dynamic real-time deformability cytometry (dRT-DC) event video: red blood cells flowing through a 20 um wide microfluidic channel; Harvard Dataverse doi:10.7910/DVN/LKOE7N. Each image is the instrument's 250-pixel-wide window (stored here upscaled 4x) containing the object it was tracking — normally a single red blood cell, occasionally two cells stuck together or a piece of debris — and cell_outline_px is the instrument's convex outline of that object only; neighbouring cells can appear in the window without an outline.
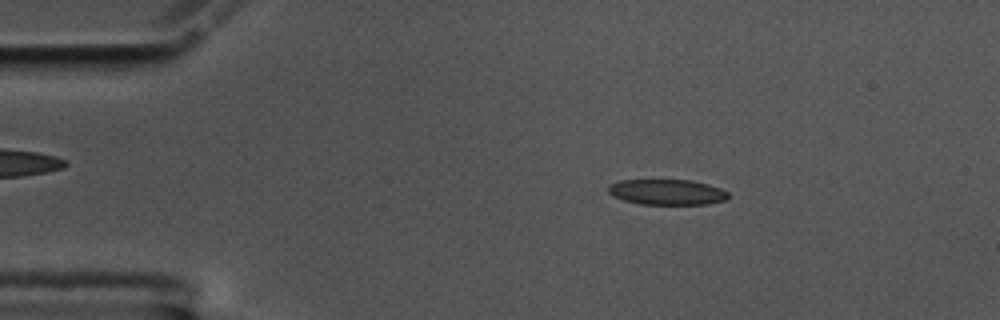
{"species": "common noctule bat (a hibernating species)", "species_latin": "Nyctalus noctula", "temperature_condition": "cold", "stored_images_in_passage": 53, "camera_frame_rate_fps": 3000, "um_per_image_px": 0.085, "animal": {"sex": "male", "body_mass_g": 17.5, "forearm_length_mm": 52.3}, "frame": {"image": 1, "passage_image": 6, "time_ms": 1.667, "image_size_px": [1000, 320], "cell_outline_px": [[728, 200], [708, 204], [640, 204], [624, 200], [612, 196], [608, 192], [608, 184], [620, 180], [692, 180], [708, 184], [720, 188], [728, 192]], "centroid_in_image_um": [56.69, 16.32], "position_along_channel_um": 28.3, "area_um2": 17.98}}
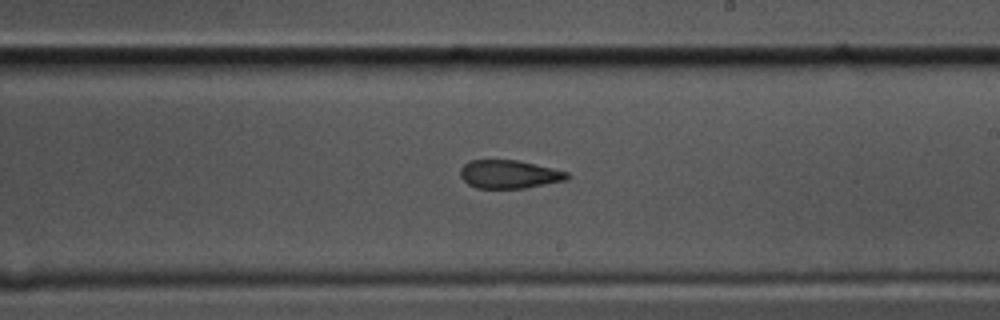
{"frame": {"image": 2, "passage_image": 29, "time_ms": 9.333, "image_size_px": [1000, 320], "cell_outline_px": [[572, 176], [568, 180], [524, 188], [476, 188], [468, 184], [460, 176], [460, 168], [464, 164], [472, 160], [516, 160], [552, 168], [568, 172]], "centroid_in_image_um": [43.3, 14.82], "position_along_channel_um": 245.7, "area_um2": 17.63}}
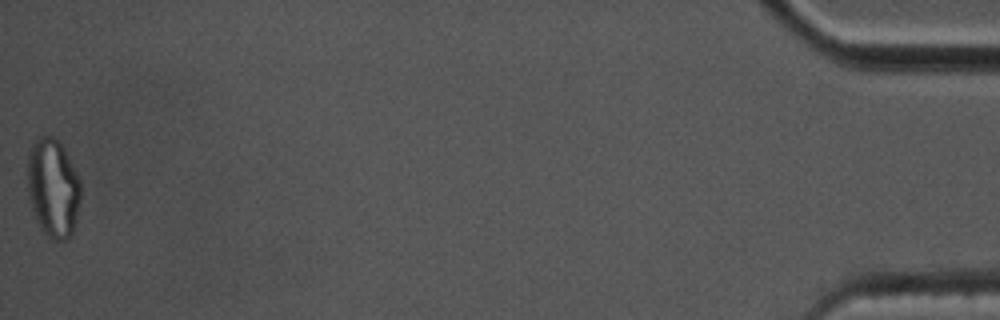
{"frame": {"image": 3, "passage_image": 53, "time_ms": 17.333, "image_size_px": [1000, 320], "cell_outline_px": [[80, 200], [76, 220], [72, 232], [64, 240], [56, 240], [48, 236], [40, 228], [36, 220], [28, 196], [28, 152], [32, 144], [40, 136], [52, 136], [64, 148], [80, 180]], "centroid_in_image_um": [4.5, 15.97], "position_along_channel_um": 430.7, "area_um2": 30.35}, "authors_computed_cell_mechanics": {"area_um2": 18.9006, "velocity_mm_per_s": 3.5402, "shape_relaxation_time_tau1_ms": null, "shape_relaxation_time_tau2_ms": 2.2805, "deformation_change_tau1": null, "deformation_change_tau2": 0.0861}}